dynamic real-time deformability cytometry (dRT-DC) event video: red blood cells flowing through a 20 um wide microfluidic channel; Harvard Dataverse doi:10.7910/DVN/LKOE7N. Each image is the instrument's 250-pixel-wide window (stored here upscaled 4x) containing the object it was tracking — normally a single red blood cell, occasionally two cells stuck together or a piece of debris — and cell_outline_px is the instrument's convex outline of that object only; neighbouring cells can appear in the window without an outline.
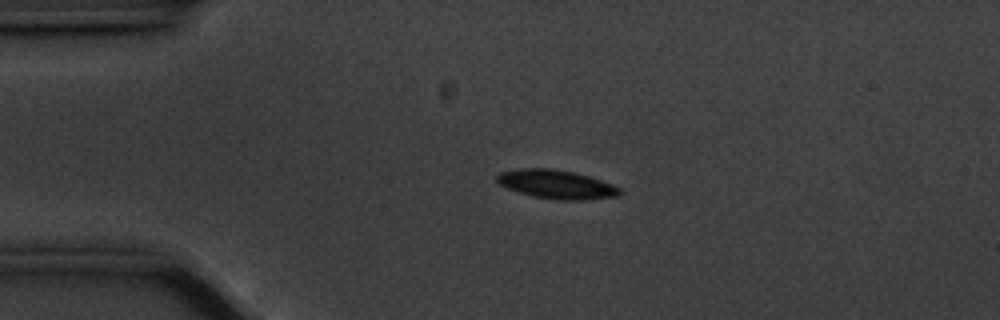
{"species": "common noctule bat (a hibernating species)", "species_latin": "Nyctalus noctula", "temperature_condition": "cold", "stored_images_in_passage": 45, "camera_frame_rate_fps": 3000, "um_per_image_px": 0.085, "animal": {"sex": "male", "body_mass_g": 20.1, "forearm_length_mm": 53.5}, "frame": {"image": 1, "passage_image": 1, "time_ms": 0.0, "image_size_px": [1000, 320], "cell_outline_px": [[624, 192], [616, 196], [584, 200], [560, 200], [532, 196], [508, 188], [500, 184], [496, 180], [496, 176], [500, 172], [520, 168], [552, 168], [576, 172], [612, 184], [620, 188]], "centroid_in_image_um": [47.31, 15.66], "position_along_channel_um": 37.7, "area_um2": 20.58}}
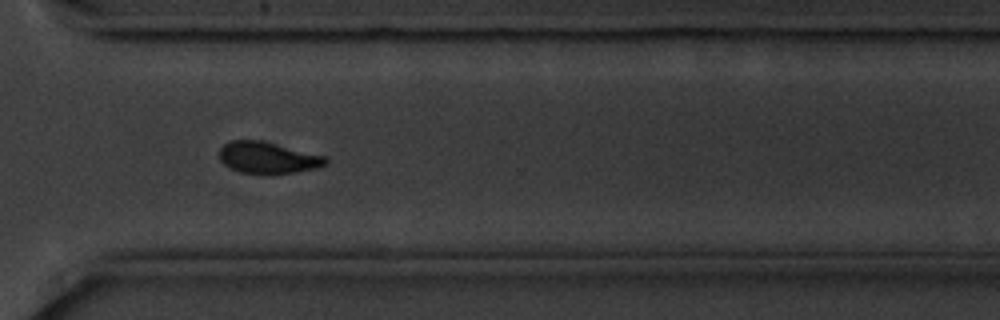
{"frame": {"image": 2, "passage_image": 30, "time_ms": 9.667, "image_size_px": [1000, 320], "cell_outline_px": [[328, 164], [316, 168], [296, 172], [240, 172], [224, 164], [220, 160], [220, 148], [228, 140], [260, 140], [328, 156]], "centroid_in_image_um": [22.8, 13.37], "position_along_channel_um": 347.8, "area_um2": 19.25}}
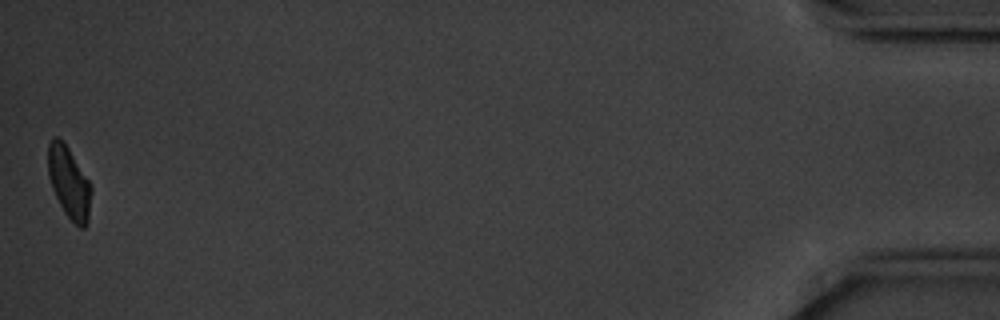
{"frame": {"image": 3, "passage_image": 45, "time_ms": 14.667, "image_size_px": [1000, 320], "cell_outline_px": [[92, 192], [88, 224], [84, 228], [80, 228], [64, 212], [52, 188], [48, 176], [48, 144], [52, 136], [56, 136], [68, 148], [88, 180], [92, 188]], "centroid_in_image_um": [5.87, 15.54], "position_along_channel_um": 429.3, "area_um2": 17.86}}